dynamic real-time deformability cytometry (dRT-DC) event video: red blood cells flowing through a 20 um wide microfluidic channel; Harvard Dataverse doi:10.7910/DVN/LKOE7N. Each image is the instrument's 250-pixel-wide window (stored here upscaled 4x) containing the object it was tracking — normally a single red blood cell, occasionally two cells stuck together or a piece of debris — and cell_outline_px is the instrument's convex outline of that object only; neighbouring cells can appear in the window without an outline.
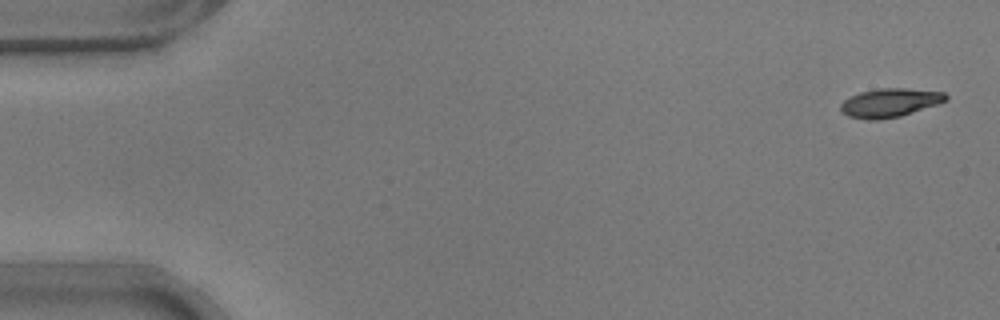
{"species": "common noctule bat (a hibernating species)", "species_latin": "Nyctalus noctula", "temperature_condition": "warm", "stored_images_in_passage": 54, "camera_frame_rate_fps": 3000, "um_per_image_px": 0.085, "animal": {"sex": "male", "body_mass_g": 17.9}, "frame": {"image": 1, "passage_image": 2, "time_ms": 0.333, "image_size_px": [1000, 320], "cell_outline_px": [[948, 100], [900, 116], [876, 120], [868, 120], [848, 116], [840, 108], [840, 104], [844, 100], [860, 92], [880, 88], [904, 88], [944, 92], [948, 96]], "centroid_in_image_um": [75.63, 8.73], "position_along_channel_um": 9.4, "area_um2": 17.34}}
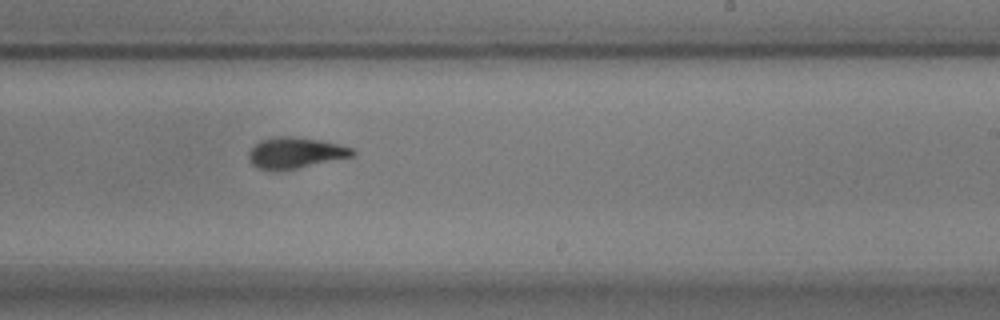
{"frame": {"image": 2, "passage_image": 33, "time_ms": 10.667, "image_size_px": [1000, 320], "cell_outline_px": [[356, 152], [352, 156], [296, 168], [256, 168], [248, 160], [248, 152], [260, 140], [280, 136], [288, 136], [320, 140], [352, 148]], "centroid_in_image_um": [25.08, 12.96], "position_along_channel_um": 263.9, "area_um2": 18.03}}
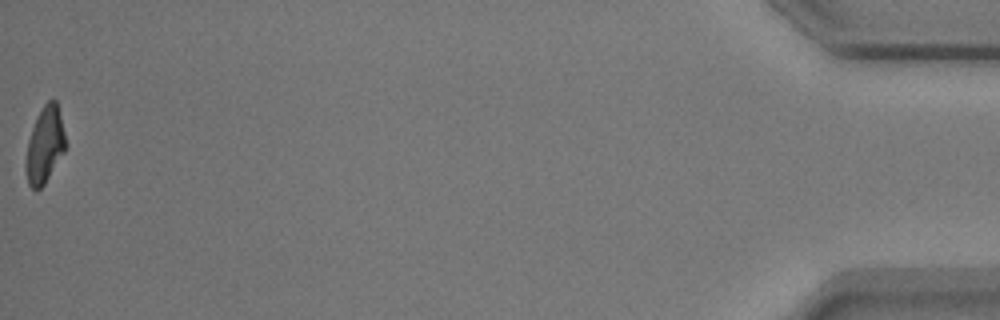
{"frame": {"image": 3, "passage_image": 54, "time_ms": 17.667, "image_size_px": [1000, 320], "cell_outline_px": [[64, 152], [44, 184], [36, 192], [28, 184], [24, 168], [24, 164], [28, 140], [36, 116], [44, 104], [48, 100], [56, 100], [64, 132]], "centroid_in_image_um": [3.76, 12.36], "position_along_channel_um": 431.4, "area_um2": 17.51}, "authors_computed_cell_mechanics": {"area_um2": 18.4093, "velocity_mm_per_s": 3.7724, "shape_relaxation_time_tau1_ms": 2.9436, "shape_relaxation_time_tau2_ms": 2.1511, "deformation_change_tau1": 0.163, "deformation_change_tau2": 0.0883}}